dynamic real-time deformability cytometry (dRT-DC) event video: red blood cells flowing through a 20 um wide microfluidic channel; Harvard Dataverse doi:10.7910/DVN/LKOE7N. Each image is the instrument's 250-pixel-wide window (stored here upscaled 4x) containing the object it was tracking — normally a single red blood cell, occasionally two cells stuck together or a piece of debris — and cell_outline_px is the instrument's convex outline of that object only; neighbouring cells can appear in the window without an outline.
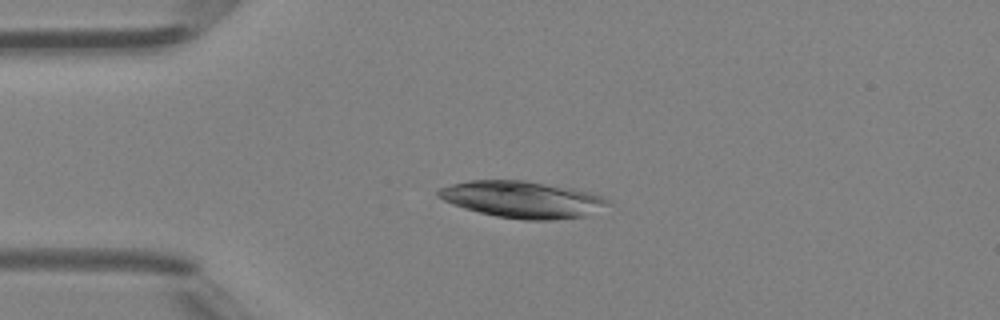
{"species": "Egyptian fruit bat (a non-hibernating species)", "species_latin": "Rousettus aegyptiacus", "temperature_condition": "room temperature", "stored_images_in_passage": 36, "camera_frame_rate_fps": 3000, "um_per_image_px": 0.085, "animal": {"sex": "female"}, "frame": {"image": 1, "passage_image": 1, "time_ms": 0.0, "image_size_px": [1000, 320], "cell_outline_px": [[612, 204], [584, 216], [556, 220], [524, 220], [496, 216], [464, 208], [452, 204], [444, 200], [436, 192], [440, 188], [452, 184], [468, 180], [524, 180], [572, 188], [604, 196]], "centroid_in_image_um": [44.43, 16.95], "position_along_channel_um": 40.6, "area_um2": 36.18}}
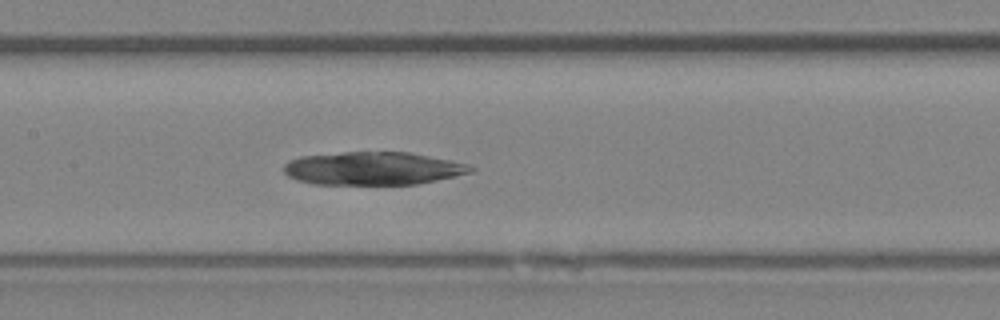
{"frame": {"image": 2, "passage_image": 12, "time_ms": 3.667, "image_size_px": [1000, 320], "cell_outline_px": [[476, 168], [472, 172], [436, 180], [416, 184], [312, 184], [296, 180], [288, 176], [284, 172], [284, 164], [288, 160], [300, 156], [344, 152], [408, 152], [468, 164]], "centroid_in_image_um": [31.65, 14.31], "position_along_channel_um": 175.7, "area_um2": 35.89}}
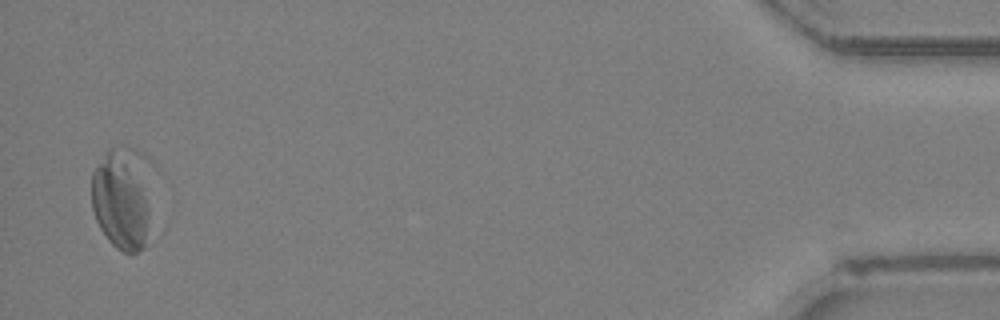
{"frame": {"image": 3, "passage_image": 35, "time_ms": 11.333, "image_size_px": [1000, 320], "cell_outline_px": [[160, 168], [144, 248], [136, 252], [124, 252], [116, 248], [108, 240], [100, 228], [96, 220], [92, 208], [92, 172], [108, 148], [124, 144], [136, 148], [148, 156]], "centroid_in_image_um": [10.58, 16.67], "position_along_channel_um": 424.6, "area_um2": 39.82}}